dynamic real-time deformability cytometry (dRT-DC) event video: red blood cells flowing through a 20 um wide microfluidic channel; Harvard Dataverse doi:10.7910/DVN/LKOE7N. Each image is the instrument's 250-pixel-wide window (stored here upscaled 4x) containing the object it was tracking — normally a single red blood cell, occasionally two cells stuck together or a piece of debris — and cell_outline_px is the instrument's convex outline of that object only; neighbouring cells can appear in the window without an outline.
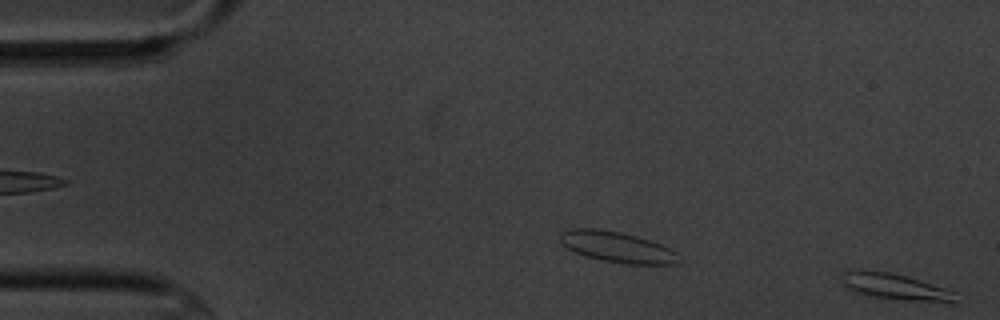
{"species": "common noctule bat (a hibernating species)", "species_latin": "Nyctalus noctula", "temperature_condition": "cold", "stored_images_in_passage": 2, "camera_frame_rate_fps": 3000, "um_per_image_px": 0.085, "animal": {"sex": "male", "body_mass_g": 20.1, "forearm_length_mm": 53.5}, "frame": {"image": 1, "passage_image": 2, "time_ms": 1.0, "image_size_px": [1000, 320], "cell_outline_px": [[956, 300], [904, 300], [872, 296], [856, 292], [844, 288], [840, 280], [840, 276], [844, 272], [888, 272], [904, 276], [944, 288], [956, 292]], "centroid_in_image_um": [75.99, 24.37], "position_along_channel_um": 9.0, "area_um2": 16.24}}